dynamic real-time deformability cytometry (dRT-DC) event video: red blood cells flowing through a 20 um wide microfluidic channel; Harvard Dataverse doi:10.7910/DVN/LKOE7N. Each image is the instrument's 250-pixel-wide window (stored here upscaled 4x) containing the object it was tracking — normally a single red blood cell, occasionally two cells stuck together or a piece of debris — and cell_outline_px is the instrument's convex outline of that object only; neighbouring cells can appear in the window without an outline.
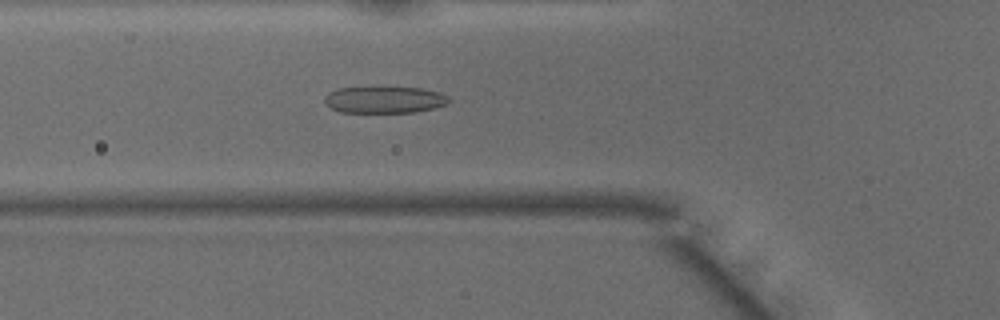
{"species": "common noctule bat (a hibernating species)", "species_latin": "Nyctalus noctula", "temperature_condition": "warm", "stored_images_in_passage": 48, "camera_frame_rate_fps": 3000, "um_per_image_px": 0.085, "animal": {"sex": "male", "body_mass_g": 15.6}, "frame": {"image": 1, "passage_image": 17, "time_ms": 5.333, "image_size_px": [1000, 320], "cell_outline_px": [[452, 100], [448, 104], [416, 112], [340, 112], [332, 108], [324, 100], [324, 96], [328, 92], [340, 88], [368, 84], [372, 84], [420, 88], [440, 92], [448, 96]], "centroid_in_image_um": [32.67, 8.42], "position_along_channel_um": 93.1, "area_um2": 20.35}}
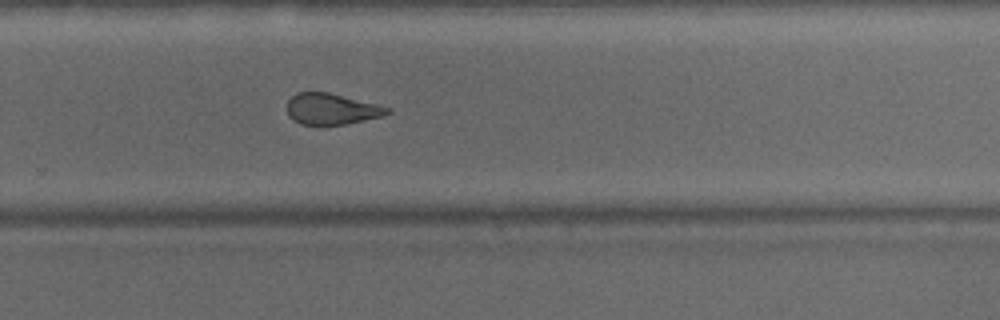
{"frame": {"image": 2, "passage_image": 32, "time_ms": 10.333, "image_size_px": [1000, 320], "cell_outline_px": [[392, 112], [384, 116], [344, 124], [300, 124], [292, 120], [288, 116], [288, 100], [296, 92], [328, 92], [392, 108]], "centroid_in_image_um": [28.19, 9.26], "position_along_channel_um": 301.6, "area_um2": 18.09}}
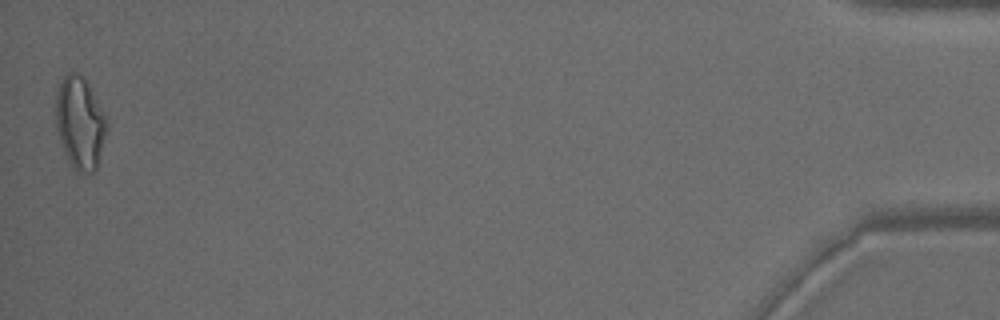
{"frame": {"image": 3, "passage_image": 48, "time_ms": 15.667, "image_size_px": [1000, 320], "cell_outline_px": [[108, 128], [96, 168], [92, 172], [80, 172], [72, 168], [64, 152], [56, 128], [56, 96], [60, 84], [64, 76], [68, 72], [80, 72], [88, 84], [108, 116]], "centroid_in_image_um": [6.82, 10.42], "position_along_channel_um": 428.4, "area_um2": 27.57}, "authors_computed_cell_mechanics": {"area_um2": 21.0681, "velocity_mm_per_s": 4.1615, "shape_relaxation_time_tau1_ms": 7.3893, "shape_relaxation_time_tau2_ms": 1.0579, "deformation_change_tau1": 0.2131, "deformation_change_tau2": 0.0863}}